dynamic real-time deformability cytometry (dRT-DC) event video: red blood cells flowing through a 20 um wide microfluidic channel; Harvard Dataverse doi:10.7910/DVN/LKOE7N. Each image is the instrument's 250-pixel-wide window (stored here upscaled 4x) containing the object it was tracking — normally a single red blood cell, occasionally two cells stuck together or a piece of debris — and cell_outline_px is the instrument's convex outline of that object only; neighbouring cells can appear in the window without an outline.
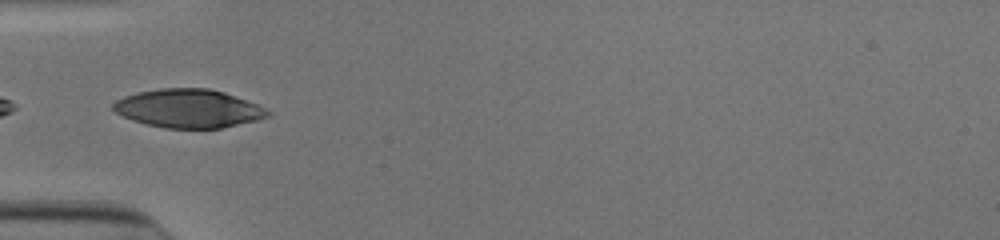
{"species": "human", "species_latin": "Homo sapiens", "temperature_condition": "cold", "stored_images_in_passage": 3, "camera_frame_rate_fps": 3000, "um_per_image_px": 0.085, "donor": {"sex": "male"}, "frame": {"image": 1, "passage_image": 1, "time_ms": 0.0, "image_size_px": [1000, 240], "cell_outline_px": [[272, 112], [268, 116], [256, 120], [220, 128], [164, 128], [132, 120], [116, 112], [112, 108], [112, 104], [116, 100], [124, 96], [136, 92], [160, 88], [208, 88], [224, 92], [268, 108]], "centroid_in_image_um": [16.02, 9.21], "position_along_channel_um": 69.0, "area_um2": 34.56}}